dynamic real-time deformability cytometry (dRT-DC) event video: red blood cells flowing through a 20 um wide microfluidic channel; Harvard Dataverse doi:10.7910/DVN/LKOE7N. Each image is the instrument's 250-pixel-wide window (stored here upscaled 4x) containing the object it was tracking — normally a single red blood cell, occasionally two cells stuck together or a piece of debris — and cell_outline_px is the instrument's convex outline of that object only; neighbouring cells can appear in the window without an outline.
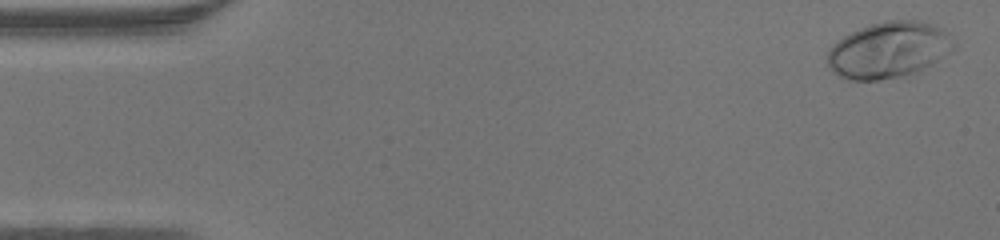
{"species": "human", "species_latin": "Homo sapiens", "temperature_condition": "warm", "stored_images_in_passage": 47, "camera_frame_rate_fps": 3000, "um_per_image_px": 0.085, "donor": {"sex": "male"}, "frame": {"image": 1, "passage_image": 2, "time_ms": 0.333, "image_size_px": [1000, 240], "cell_outline_px": [[956, 48], [916, 72], [880, 80], [848, 80], [832, 72], [828, 68], [824, 56], [832, 44], [844, 36], [860, 28], [872, 24], [888, 20], [916, 20], [932, 24], [944, 28], [948, 32], [956, 44]], "centroid_in_image_um": [75.5, 4.24], "position_along_channel_um": 9.5, "area_um2": 41.44}}
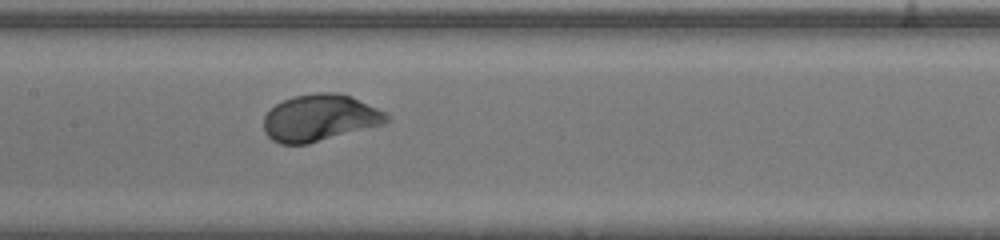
{"frame": {"image": 2, "passage_image": 23, "time_ms": 7.333, "image_size_px": [1000, 240], "cell_outline_px": [[388, 120], [384, 124], [308, 144], [280, 144], [272, 140], [264, 132], [264, 116], [276, 104], [292, 96], [316, 92], [336, 92], [348, 96], [376, 108], [384, 112], [388, 116]], "centroid_in_image_um": [27.14, 10.03], "position_along_channel_um": 180.3, "area_um2": 33.18}}
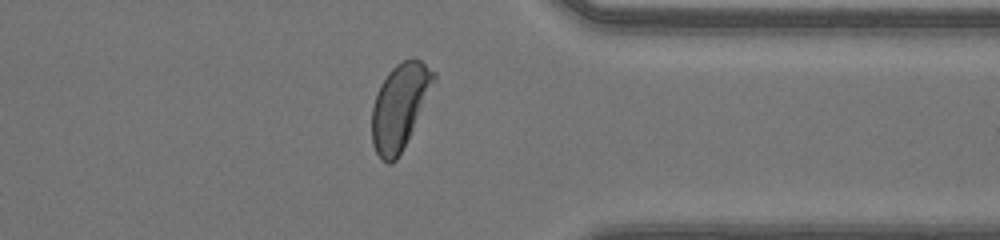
{"frame": {"image": 3, "passage_image": 37, "time_ms": 12.0, "image_size_px": [1000, 240], "cell_outline_px": [[436, 80], [396, 160], [392, 164], [388, 164], [380, 160], [372, 144], [372, 108], [376, 92], [380, 84], [388, 72], [396, 64], [412, 56], [420, 60], [436, 72]], "centroid_in_image_um": [33.95, 9.01], "position_along_channel_um": 377.4, "area_um2": 30.46}}